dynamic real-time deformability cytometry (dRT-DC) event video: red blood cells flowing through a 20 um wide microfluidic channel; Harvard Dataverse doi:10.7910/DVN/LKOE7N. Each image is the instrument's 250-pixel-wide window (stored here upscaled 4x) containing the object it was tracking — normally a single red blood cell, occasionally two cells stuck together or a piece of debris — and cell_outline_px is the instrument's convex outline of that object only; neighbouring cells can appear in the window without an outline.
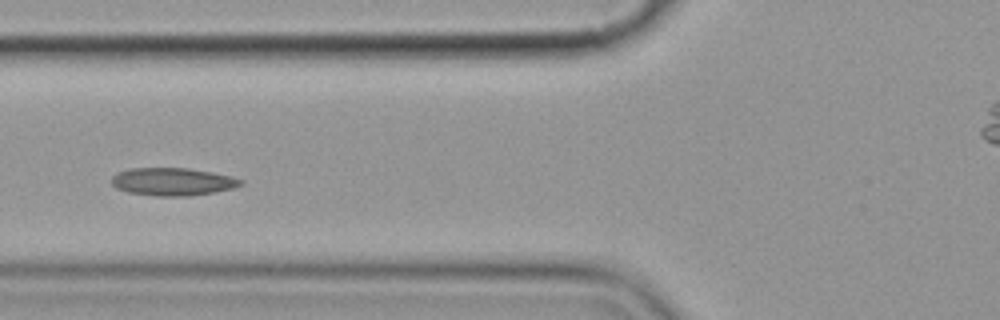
{"species": "common noctule bat (a hibernating species)", "species_latin": "Nyctalus noctula", "temperature_condition": "cold", "stored_images_in_passage": 15, "camera_frame_rate_fps": 3000, "um_per_image_px": 0.085, "animal": {"sex": "female", "body_mass_g": 19.9}, "frame": {"image": 1, "passage_image": 5, "time_ms": 5.333, "image_size_px": [1000, 320], "cell_outline_px": [[244, 184], [236, 188], [188, 196], [156, 196], [128, 192], [116, 188], [112, 184], [112, 176], [116, 172], [132, 168], [188, 168], [212, 172], [232, 176], [244, 180]], "centroid_in_image_um": [14.7, 15.44], "position_along_channel_um": 111.1, "area_um2": 21.04}}
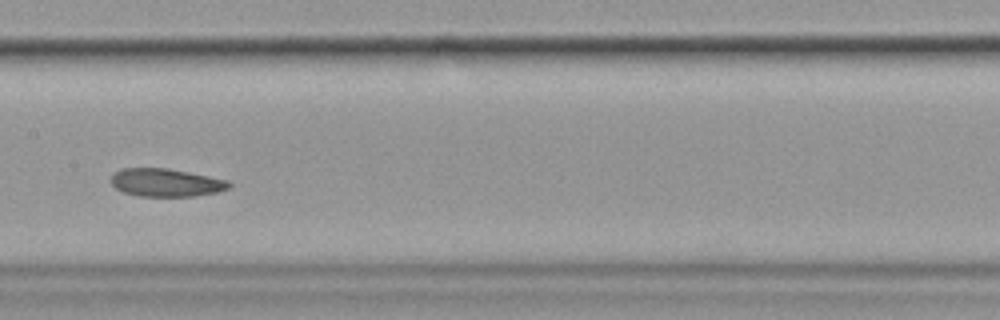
{"frame": {"image": 2, "passage_image": 7, "time_ms": 7.667, "image_size_px": [1000, 320], "cell_outline_px": [[232, 188], [216, 192], [192, 196], [140, 196], [124, 192], [116, 188], [108, 180], [112, 172], [120, 168], [168, 168], [228, 180], [232, 184]], "centroid_in_image_um": [14.07, 15.51], "position_along_channel_um": 193.3, "area_um2": 19.42}, "authors_computed_cell_mechanics": {"area_um2": 21.097, "velocity_mm_per_s": 3.5329, "shape_relaxation_time_tau1_ms": null, "shape_relaxation_time_tau2_ms": 4.0028, "deformation_change_tau1": null, "deformation_change_tau2": 0.0802}}